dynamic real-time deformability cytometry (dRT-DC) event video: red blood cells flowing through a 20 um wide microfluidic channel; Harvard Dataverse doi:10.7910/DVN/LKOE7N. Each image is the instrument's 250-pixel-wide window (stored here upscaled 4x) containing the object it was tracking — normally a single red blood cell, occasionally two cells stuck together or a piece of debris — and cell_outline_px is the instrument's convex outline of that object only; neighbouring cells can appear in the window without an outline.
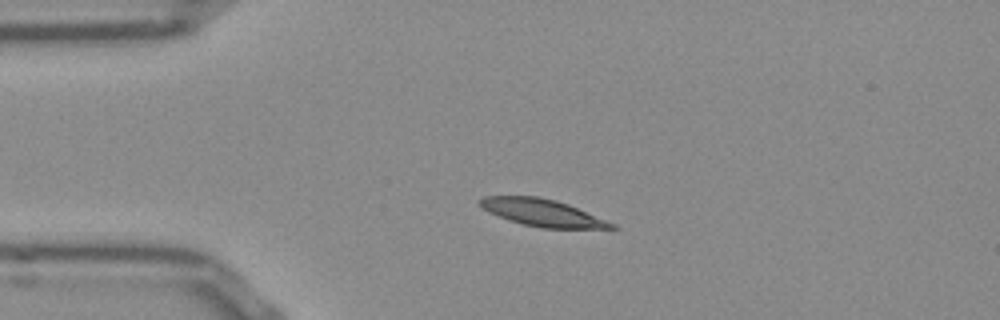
{"species": "Egyptian fruit bat (a non-hibernating species)", "species_latin": "Rousettus aegyptiacus", "temperature_condition": "room temperature", "stored_images_in_passage": 42, "camera_frame_rate_fps": 3000, "um_per_image_px": 0.085, "frame": {"image": 1, "passage_image": 1, "time_ms": 0.0, "image_size_px": [1000, 320], "cell_outline_px": [[620, 228], [540, 228], [508, 220], [488, 212], [476, 200], [484, 196], [536, 196], [556, 200], [568, 204], [616, 224]], "centroid_in_image_um": [46.09, 18.07], "position_along_channel_um": 38.9, "area_um2": 20.69}}
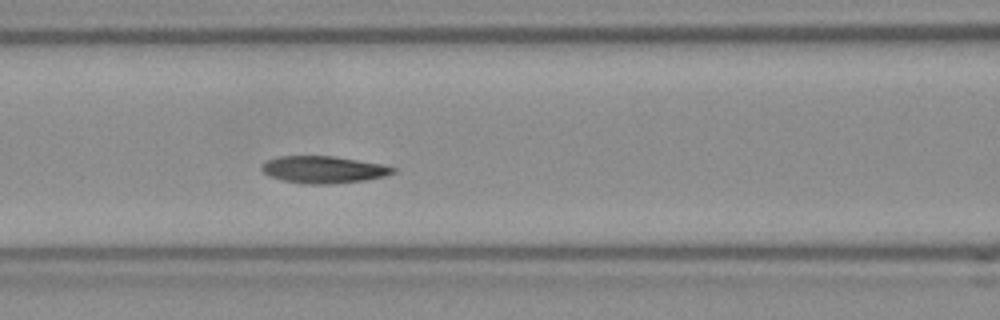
{"frame": {"image": 2, "passage_image": 11, "time_ms": 3.333, "image_size_px": [1000, 320], "cell_outline_px": [[396, 172], [384, 176], [368, 180], [332, 184], [300, 184], [268, 176], [260, 168], [260, 164], [268, 160], [280, 156], [336, 156], [380, 164], [396, 168]], "centroid_in_image_um": [27.48, 14.42], "position_along_channel_um": 139.1, "area_um2": 20.87}}
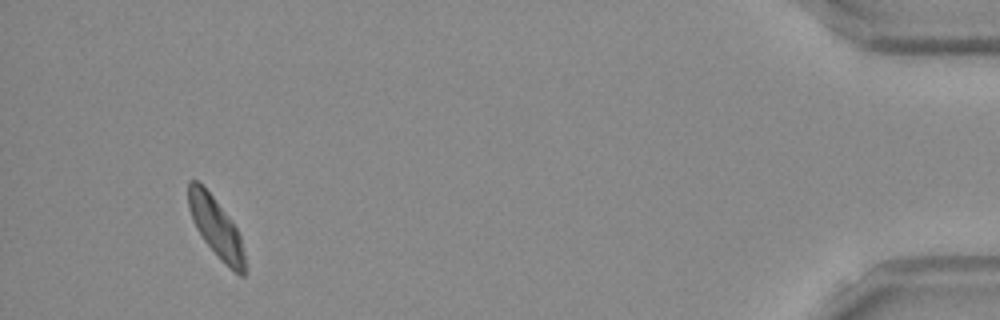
{"frame": {"image": 3, "passage_image": 39, "time_ms": 12.667, "image_size_px": [1000, 320], "cell_outline_px": [[244, 276], [240, 276], [204, 240], [196, 228], [192, 220], [188, 208], [188, 180], [196, 180], [212, 196], [232, 220], [240, 236], [244, 252]], "centroid_in_image_um": [18.33, 19.25], "position_along_channel_um": 416.9, "area_um2": 18.84}, "authors_computed_cell_mechanics": {"area_um2": 20.4323, "velocity_mm_per_s": 3.7875, "shape_relaxation_time_tau1_ms": 2.7438, "shape_relaxation_time_tau2_ms": 2.5444, "deformation_change_tau1": 0.1317, "deformation_change_tau2": 0.0768}}